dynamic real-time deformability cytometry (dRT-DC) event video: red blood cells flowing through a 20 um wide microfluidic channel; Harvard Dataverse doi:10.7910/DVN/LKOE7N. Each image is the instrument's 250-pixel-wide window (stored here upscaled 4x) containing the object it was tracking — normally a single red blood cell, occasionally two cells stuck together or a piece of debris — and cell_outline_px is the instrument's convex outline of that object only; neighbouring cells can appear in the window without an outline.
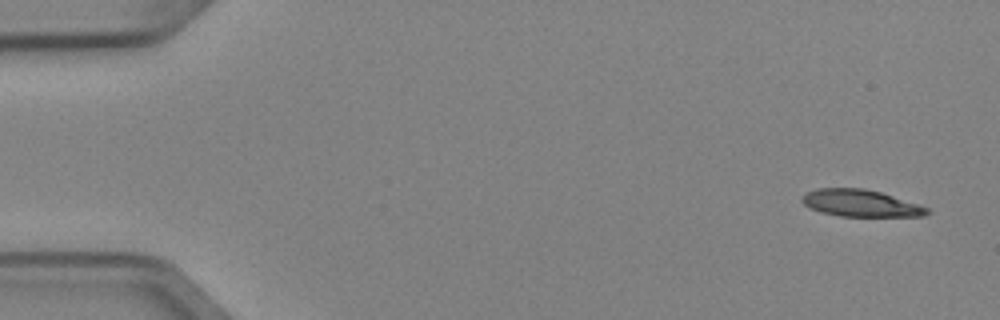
{"species": "Egyptian fruit bat (a non-hibernating species)", "species_latin": "Rousettus aegyptiacus", "temperature_condition": "cold", "stored_images_in_passage": 7, "camera_frame_rate_fps": 3000, "um_per_image_px": 0.085, "animal": {"sex": "female"}, "frame": {"image": 1, "passage_image": 1, "time_ms": 0.0, "image_size_px": [1000, 320], "cell_outline_px": [[932, 212], [924, 216], [840, 216], [820, 212], [808, 208], [800, 200], [804, 192], [816, 188], [864, 188], [880, 192], [928, 208]], "centroid_in_image_um": [73.08, 17.27], "position_along_channel_um": 11.9, "area_um2": 19.65}}
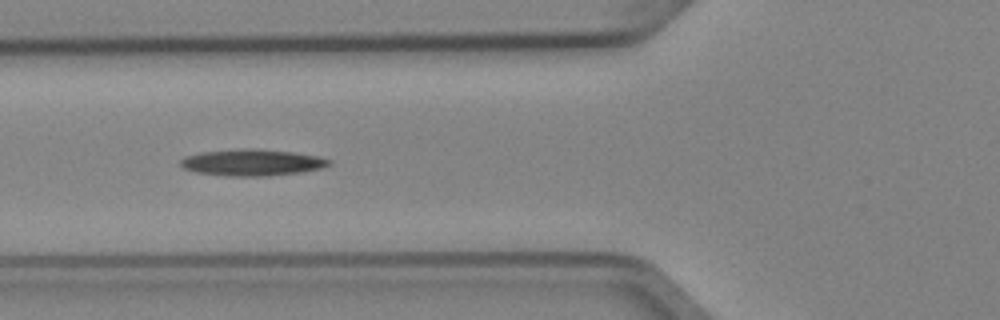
{"frame": {"image": 2, "passage_image": 5, "time_ms": 1.333, "image_size_px": [1000, 320], "cell_outline_px": [[332, 164], [320, 168], [300, 172], [268, 176], [228, 176], [196, 172], [184, 168], [180, 164], [180, 160], [184, 156], [200, 152], [240, 148], [252, 148], [292, 152], [320, 156], [332, 160]], "centroid_in_image_um": [21.42, 13.8], "position_along_channel_um": 104.4, "area_um2": 23.06}}
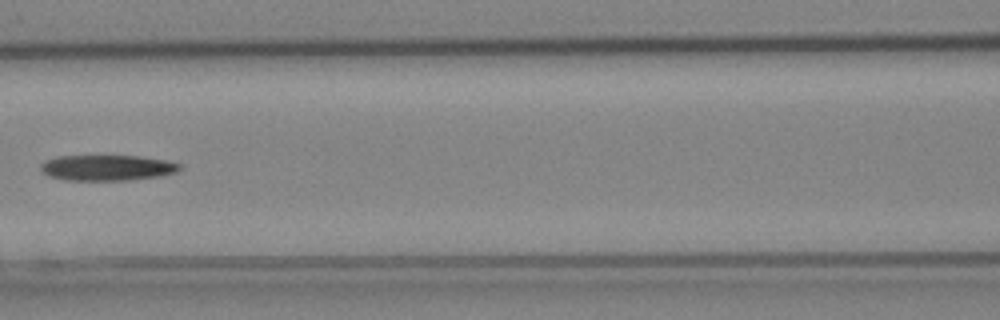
{"frame": {"image": 3, "passage_image": 6, "time_ms": 1.667, "image_size_px": [1000, 320], "cell_outline_px": [[180, 168], [176, 172], [160, 176], [128, 180], [64, 180], [48, 176], [40, 168], [40, 164], [44, 160], [56, 156], [140, 156], [164, 160], [180, 164]], "centroid_in_image_um": [9.06, 14.26], "position_along_channel_um": 157.5, "area_um2": 20.75}}